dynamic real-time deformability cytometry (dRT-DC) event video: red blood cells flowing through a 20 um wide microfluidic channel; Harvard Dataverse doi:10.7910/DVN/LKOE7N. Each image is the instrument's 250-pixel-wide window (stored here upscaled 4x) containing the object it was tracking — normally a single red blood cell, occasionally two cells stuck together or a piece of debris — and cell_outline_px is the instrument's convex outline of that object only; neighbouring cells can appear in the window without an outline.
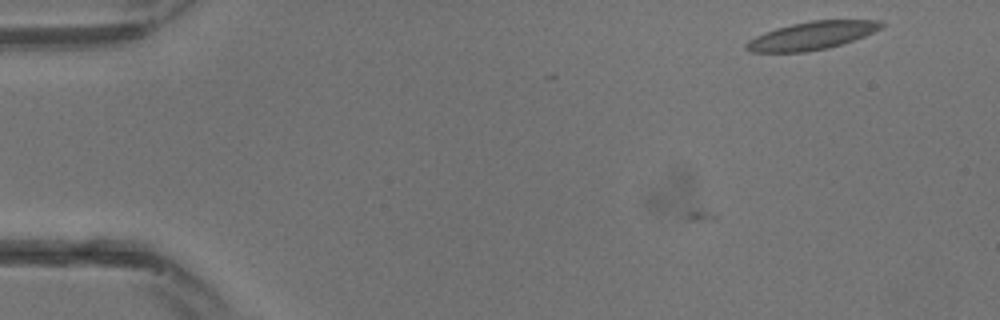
{"species": "common noctule bat (a hibernating species)", "species_latin": "Nyctalus noctula", "temperature_condition": "warm", "stored_images_in_passage": 5, "camera_frame_rate_fps": 3000, "um_per_image_px": 0.085, "animal": {"sex": "male", "body_mass_g": 13.3}, "frame": {"image": 1, "passage_image": 5, "time_ms": 1.333, "image_size_px": [1000, 320], "cell_outline_px": [[884, 24], [880, 28], [864, 36], [828, 48], [804, 52], [748, 52], [744, 48], [744, 44], [748, 40], [764, 32], [776, 28], [792, 24], [812, 20], [880, 20]], "centroid_in_image_um": [68.94, 3.03], "position_along_channel_um": 16.1, "area_um2": 21.91}}